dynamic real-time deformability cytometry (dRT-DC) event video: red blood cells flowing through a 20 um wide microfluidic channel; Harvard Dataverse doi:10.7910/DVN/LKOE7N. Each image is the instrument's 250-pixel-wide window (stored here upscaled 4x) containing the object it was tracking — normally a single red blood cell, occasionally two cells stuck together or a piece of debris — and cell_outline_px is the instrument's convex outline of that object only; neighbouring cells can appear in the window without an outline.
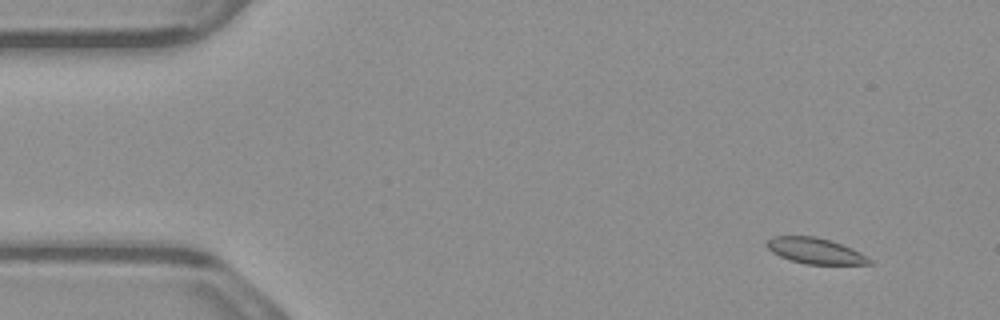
{"species": "common noctule bat (a hibernating species)", "species_latin": "Nyctalus noctula", "temperature_condition": "warm", "stored_images_in_passage": 50, "camera_frame_rate_fps": 3000, "um_per_image_px": 0.085, "animal": {"sex": "male", "body_mass_g": 23.1, "forearm_length_mm": 52.7}, "frame": {"image": 1, "passage_image": 1, "time_ms": 0.0, "image_size_px": [1000, 320], "cell_outline_px": [[872, 264], [804, 264], [780, 256], [772, 252], [764, 244], [772, 236], [816, 236], [852, 248], [860, 252], [872, 260]], "centroid_in_image_um": [69.28, 21.32], "position_along_channel_um": 15.7, "area_um2": 15.32}}
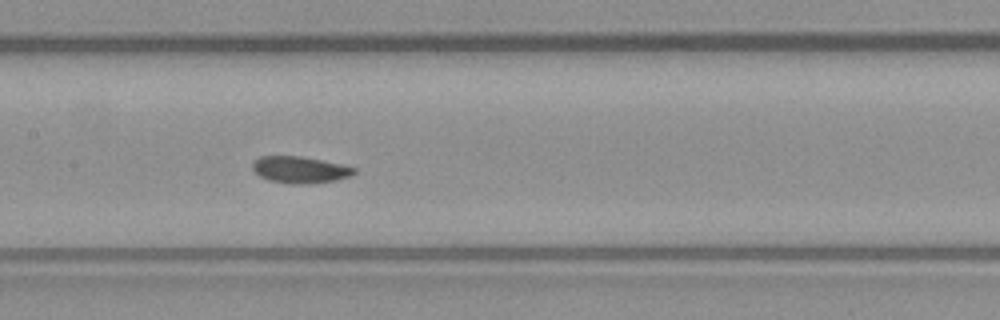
{"frame": {"image": 2, "passage_image": 22, "time_ms": 7.0, "image_size_px": [1000, 320], "cell_outline_px": [[356, 172], [348, 176], [336, 180], [304, 184], [288, 184], [268, 180], [260, 176], [252, 168], [252, 164], [260, 156], [300, 156], [340, 164], [356, 168]], "centroid_in_image_um": [25.47, 14.43], "position_along_channel_um": 181.9, "area_um2": 15.61}}
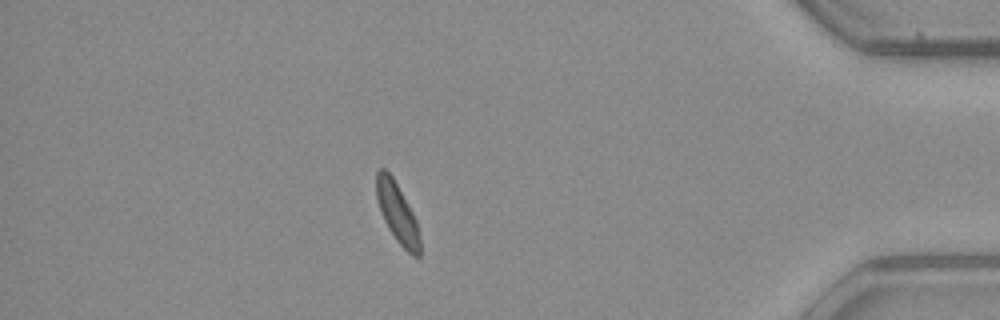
{"frame": {"image": 3, "passage_image": 43, "time_ms": 14.0, "image_size_px": [1000, 320], "cell_outline_px": [[420, 256], [412, 256], [396, 240], [388, 228], [380, 212], [376, 196], [376, 172], [380, 168], [384, 168], [392, 176], [408, 204], [416, 220], [420, 236]], "centroid_in_image_um": [33.76, 18.1], "position_along_channel_um": 401.4, "area_um2": 15.09}, "authors_computed_cell_mechanics": {"area_um2": 15.7794, "velocity_mm_per_s": 3.8362, "shape_relaxation_time_tau1_ms": 8.9043, "shape_relaxation_time_tau2_ms": null, "deformation_change_tau1": 0.1498, "deformation_change_tau2": null}}